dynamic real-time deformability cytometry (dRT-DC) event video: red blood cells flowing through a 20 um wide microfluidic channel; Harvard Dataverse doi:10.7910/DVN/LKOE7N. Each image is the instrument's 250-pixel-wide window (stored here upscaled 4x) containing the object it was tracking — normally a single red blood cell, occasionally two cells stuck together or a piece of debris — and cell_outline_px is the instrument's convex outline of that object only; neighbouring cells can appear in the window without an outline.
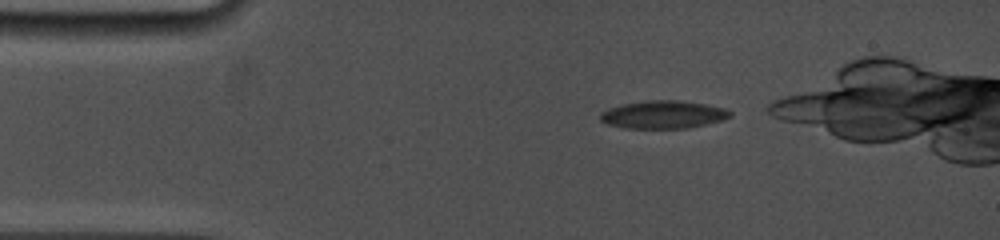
{"species": "common noctule bat (a hibernating species)", "species_latin": "Nyctalus noctula", "temperature_condition": "cold", "stored_images_in_passage": 35, "camera_frame_rate_fps": 5000, "um_per_image_px": 0.085, "animal": {"sex": "female", "body_mass_g": 19.0, "forearm_length_mm": 53.3}, "frame": {"image": 1, "passage_image": 2, "time_ms": 0.4, "image_size_px": [1000, 240], "cell_outline_px": [[732, 116], [720, 120], [688, 128], [624, 128], [608, 124], [600, 120], [600, 112], [608, 108], [624, 104], [648, 100], [676, 100], [704, 104], [724, 108], [732, 112]], "centroid_in_image_um": [56.34, 9.74], "position_along_channel_um": 28.7, "area_um2": 20.87}}
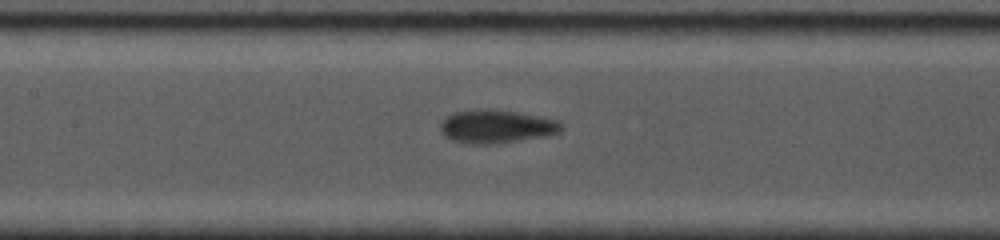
{"frame": {"image": 2, "passage_image": 19, "time_ms": 5.4, "image_size_px": [1000, 240], "cell_outline_px": [[564, 128], [560, 132], [544, 136], [496, 144], [472, 144], [452, 140], [444, 136], [440, 132], [440, 124], [452, 112], [484, 108], [492, 108], [516, 112], [560, 120], [564, 124]], "centroid_in_image_um": [42.21, 10.74], "position_along_channel_um": 165.2, "area_um2": 23.76}}
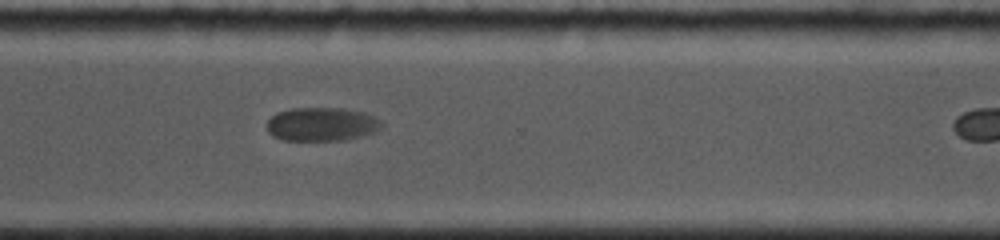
{"frame": {"image": 3, "passage_image": 34, "time_ms": 10.2, "image_size_px": [1000, 240], "cell_outline_px": [[384, 124], [376, 132], [364, 136], [344, 140], [284, 140], [272, 136], [268, 132], [268, 120], [276, 112], [292, 108], [340, 108], [364, 112], [372, 116]], "centroid_in_image_um": [27.35, 10.56], "position_along_channel_um": 343.3, "area_um2": 22.54}}